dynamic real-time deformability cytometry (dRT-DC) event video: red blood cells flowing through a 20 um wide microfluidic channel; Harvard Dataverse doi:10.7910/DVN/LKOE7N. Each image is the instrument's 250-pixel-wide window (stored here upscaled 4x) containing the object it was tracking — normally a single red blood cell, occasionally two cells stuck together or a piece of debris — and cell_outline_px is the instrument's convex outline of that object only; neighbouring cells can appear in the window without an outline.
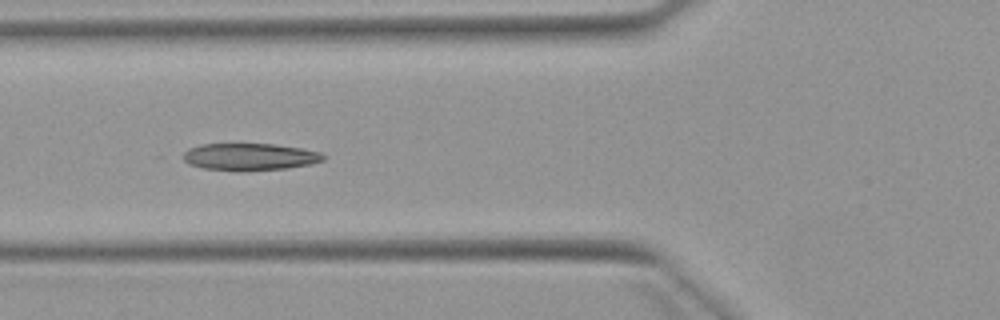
{"species": "Egyptian fruit bat (a non-hibernating species)", "species_latin": "Rousettus aegyptiacus", "temperature_condition": "warm", "stored_images_in_passage": 7, "camera_frame_rate_fps": 3000, "um_per_image_px": 0.085, "animal": {"sex": "female"}, "frame": {"image": 1, "passage_image": 5, "time_ms": 4.333, "image_size_px": [1000, 320], "cell_outline_px": [[324, 160], [312, 164], [288, 168], [240, 172], [204, 168], [188, 164], [184, 160], [184, 152], [188, 148], [200, 144], [276, 144], [304, 148], [320, 152], [324, 156]], "centroid_in_image_um": [21.24, 13.33], "position_along_channel_um": 104.6, "area_um2": 22.48}}
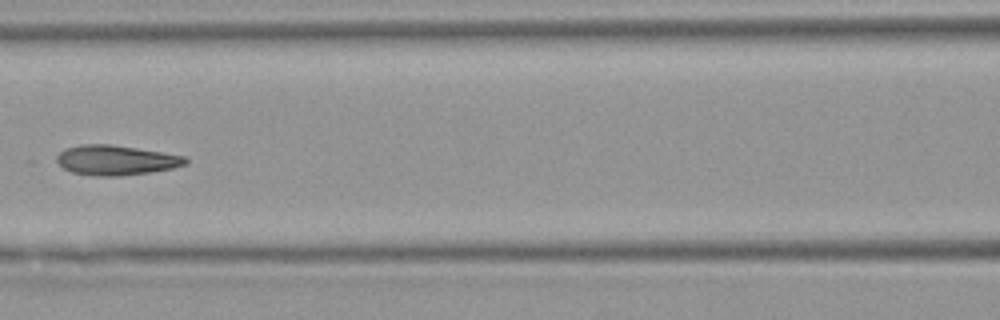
{"frame": {"image": 2, "passage_image": 6, "time_ms": 5.667, "image_size_px": [1000, 320], "cell_outline_px": [[188, 164], [172, 168], [148, 172], [120, 176], [92, 176], [72, 172], [64, 168], [56, 160], [56, 156], [64, 148], [80, 144], [112, 144], [188, 156]], "centroid_in_image_um": [9.87, 13.6], "position_along_channel_um": 156.7, "area_um2": 22.6}}
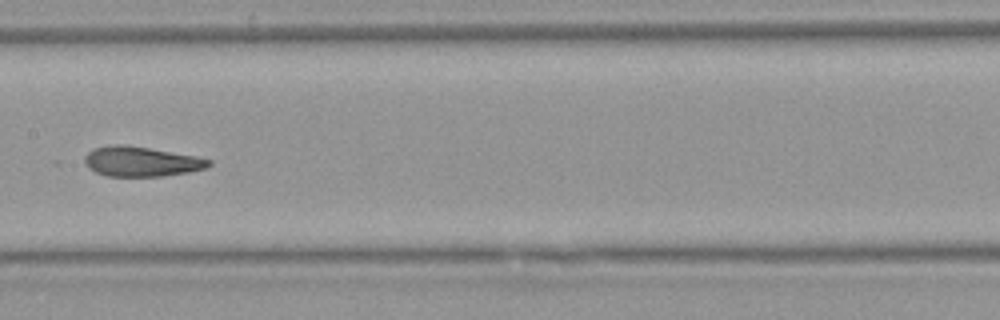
{"frame": {"image": 3, "passage_image": 7, "time_ms": 6.667, "image_size_px": [1000, 320], "cell_outline_px": [[212, 164], [208, 168], [188, 172], [164, 176], [108, 176], [96, 172], [88, 168], [84, 160], [84, 156], [92, 148], [108, 144], [124, 144], [196, 156], [212, 160]], "centroid_in_image_um": [11.99, 13.72], "position_along_channel_um": 195.4, "area_um2": 21.79}}